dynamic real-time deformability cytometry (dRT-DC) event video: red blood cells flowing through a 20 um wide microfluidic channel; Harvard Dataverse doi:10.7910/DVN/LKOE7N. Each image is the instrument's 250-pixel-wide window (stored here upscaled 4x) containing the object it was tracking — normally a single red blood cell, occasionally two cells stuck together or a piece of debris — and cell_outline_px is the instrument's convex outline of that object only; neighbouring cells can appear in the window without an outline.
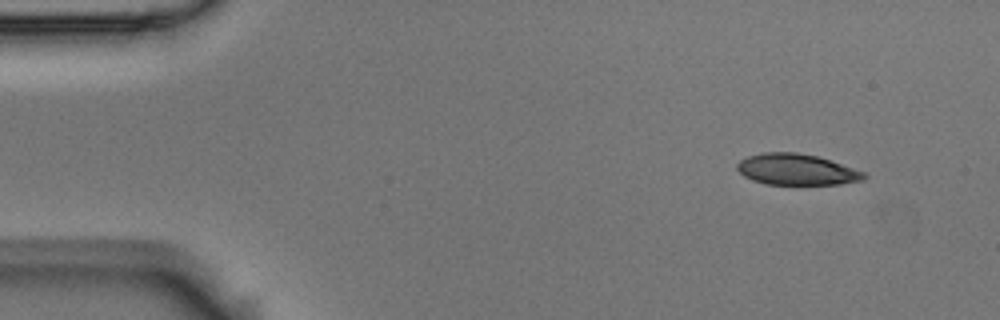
{"species": "Egyptian fruit bat (a non-hibernating species)", "species_latin": "Rousettus aegyptiacus", "temperature_condition": "room temperature", "stored_images_in_passage": 4, "camera_frame_rate_fps": 3000, "um_per_image_px": 0.085, "animal": {"sex": "male"}, "frame": {"image": 1, "passage_image": 1, "time_ms": 0.0, "image_size_px": [1000, 320], "cell_outline_px": [[868, 176], [864, 180], [840, 184], [768, 184], [752, 180], [744, 176], [736, 168], [736, 164], [740, 160], [748, 156], [764, 152], [796, 152], [816, 156], [864, 172]], "centroid_in_image_um": [67.68, 14.41], "position_along_channel_um": 17.3, "area_um2": 22.77}}
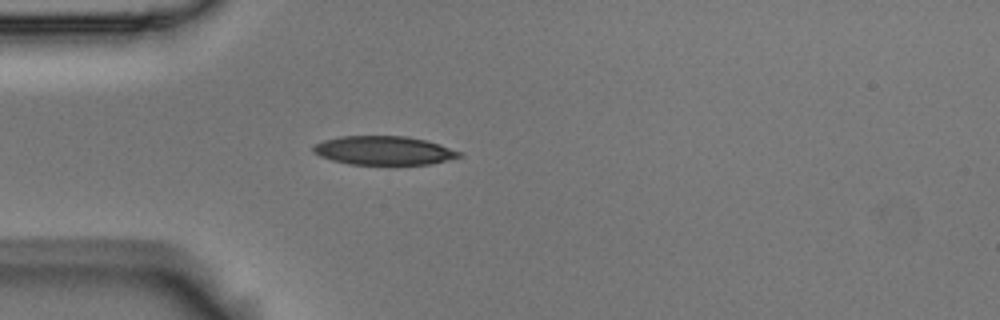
{"frame": {"image": 2, "passage_image": 4, "time_ms": 1.0, "image_size_px": [1000, 320], "cell_outline_px": [[464, 156], [428, 164], [348, 164], [332, 160], [320, 156], [312, 152], [312, 144], [324, 140], [340, 136], [408, 136], [428, 140], [440, 144], [460, 152]], "centroid_in_image_um": [32.59, 12.78], "position_along_channel_um": 52.4, "area_um2": 24.57}}